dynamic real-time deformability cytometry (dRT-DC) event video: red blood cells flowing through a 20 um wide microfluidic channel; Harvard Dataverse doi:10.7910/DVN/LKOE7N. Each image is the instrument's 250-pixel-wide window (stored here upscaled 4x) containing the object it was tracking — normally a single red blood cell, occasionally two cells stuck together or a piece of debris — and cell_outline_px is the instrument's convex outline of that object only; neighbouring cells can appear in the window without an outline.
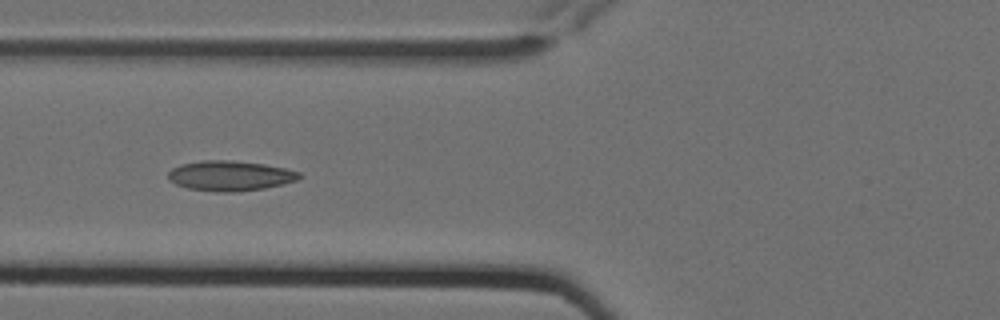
{"species": "Egyptian fruit bat (a non-hibernating species)", "species_latin": "Rousettus aegyptiacus", "temperature_condition": "cold", "stored_images_in_passage": 4, "camera_frame_rate_fps": 3000, "um_per_image_px": 0.085, "animal": {"sex": "female"}, "frame": {"image": 1, "passage_image": 2, "time_ms": 0.333, "image_size_px": [1000, 320], "cell_outline_px": [[300, 180], [284, 184], [264, 188], [232, 192], [216, 192], [188, 188], [176, 184], [168, 180], [168, 172], [172, 168], [180, 164], [204, 160], [232, 160], [264, 164], [284, 168], [300, 172]], "centroid_in_image_um": [19.55, 14.94], "position_along_channel_um": 106.2, "area_um2": 23.06}}
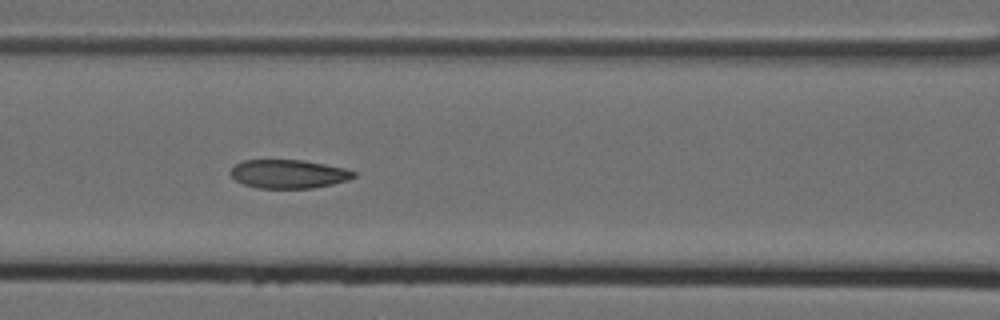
{"frame": {"image": 2, "passage_image": 3, "time_ms": 0.667, "image_size_px": [1000, 320], "cell_outline_px": [[356, 176], [348, 180], [332, 184], [312, 188], [256, 188], [244, 184], [236, 180], [228, 172], [236, 164], [244, 160], [300, 160], [324, 164], [344, 168], [356, 172]], "centroid_in_image_um": [24.52, 14.79], "position_along_channel_um": 142.1, "area_um2": 20.46}}
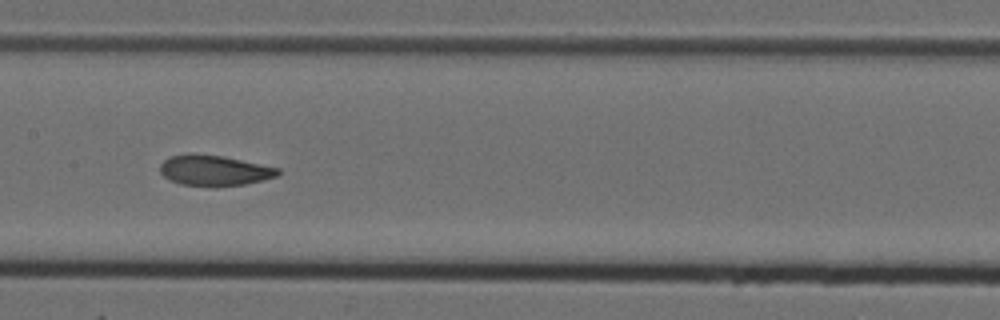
{"frame": {"image": 3, "passage_image": 4, "time_ms": 1.0, "image_size_px": [1000, 320], "cell_outline_px": [[280, 172], [276, 176], [264, 180], [244, 184], [212, 188], [180, 184], [168, 180], [160, 172], [160, 164], [164, 160], [172, 156], [188, 152], [196, 152], [220, 156], [280, 168]], "centroid_in_image_um": [18.16, 14.5], "position_along_channel_um": 189.2, "area_um2": 21.39}}